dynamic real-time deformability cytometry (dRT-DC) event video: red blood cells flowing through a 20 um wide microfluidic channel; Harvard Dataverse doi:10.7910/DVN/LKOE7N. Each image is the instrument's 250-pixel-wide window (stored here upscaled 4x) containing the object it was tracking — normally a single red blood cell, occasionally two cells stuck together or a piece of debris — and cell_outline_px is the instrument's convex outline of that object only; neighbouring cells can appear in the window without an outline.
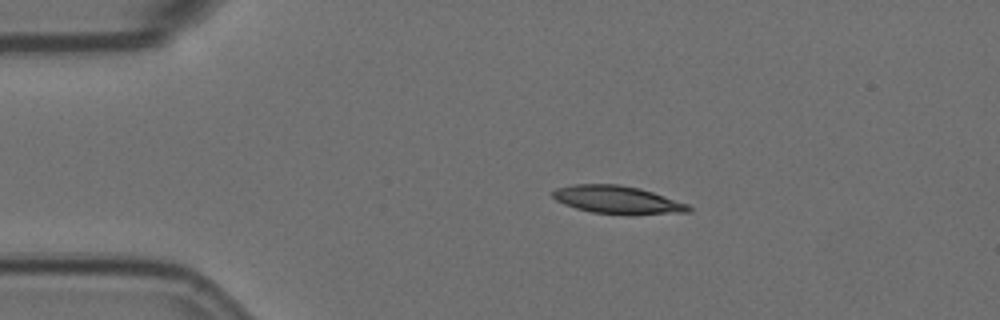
{"species": "Egyptian fruit bat (a non-hibernating species)", "species_latin": "Rousettus aegyptiacus", "temperature_condition": "room temperature", "stored_images_in_passage": 38, "camera_frame_rate_fps": 3000, "um_per_image_px": 0.085, "animal": {"sex": "female"}, "frame": {"image": 1, "passage_image": 1, "time_ms": 0.0, "image_size_px": [1000, 320], "cell_outline_px": [[692, 212], [632, 216], [592, 212], [576, 208], [564, 204], [556, 200], [552, 196], [552, 192], [556, 188], [576, 184], [620, 184], [640, 188], [688, 204], [692, 208]], "centroid_in_image_um": [52.53, 17.0], "position_along_channel_um": 32.5, "area_um2": 22.48}}
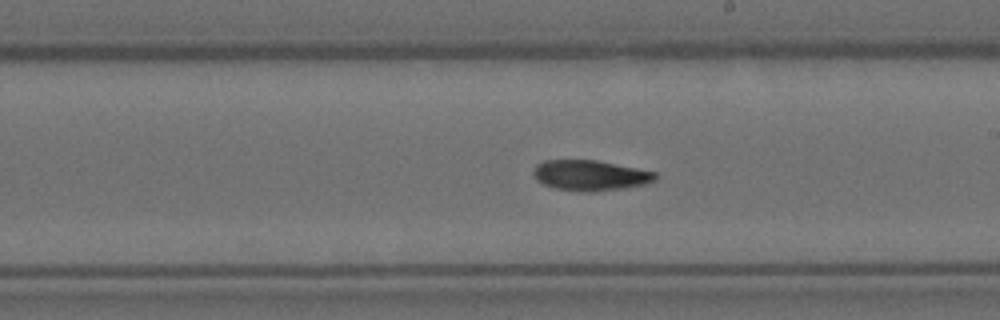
{"frame": {"image": 2, "passage_image": 22, "time_ms": 7.0, "image_size_px": [1000, 320], "cell_outline_px": [[660, 176], [656, 180], [644, 184], [624, 188], [592, 192], [580, 192], [556, 188], [544, 184], [536, 180], [532, 172], [536, 164], [544, 160], [596, 160], [656, 172]], "centroid_in_image_um": [50.17, 14.91], "position_along_channel_um": 238.8, "area_um2": 21.73}}
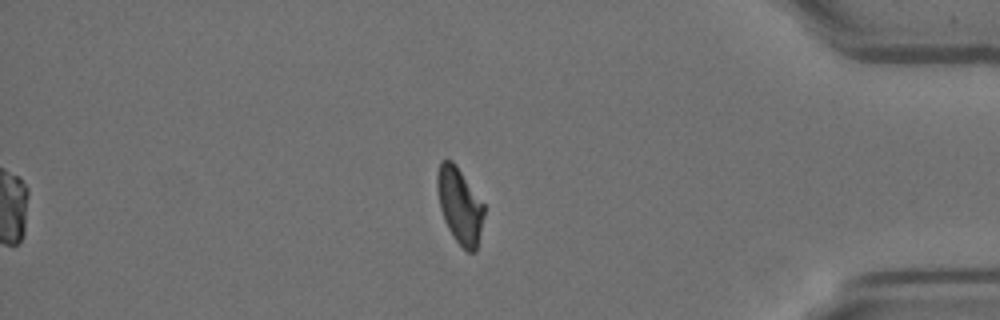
{"frame": {"image": 3, "passage_image": 38, "time_ms": 12.333, "image_size_px": [1000, 320], "cell_outline_px": [[484, 212], [476, 252], [468, 252], [452, 236], [444, 220], [440, 208], [436, 188], [436, 176], [440, 160], [452, 160], [456, 164], [484, 204]], "centroid_in_image_um": [39.05, 17.44], "position_along_channel_um": 396.2, "area_um2": 20.63}}